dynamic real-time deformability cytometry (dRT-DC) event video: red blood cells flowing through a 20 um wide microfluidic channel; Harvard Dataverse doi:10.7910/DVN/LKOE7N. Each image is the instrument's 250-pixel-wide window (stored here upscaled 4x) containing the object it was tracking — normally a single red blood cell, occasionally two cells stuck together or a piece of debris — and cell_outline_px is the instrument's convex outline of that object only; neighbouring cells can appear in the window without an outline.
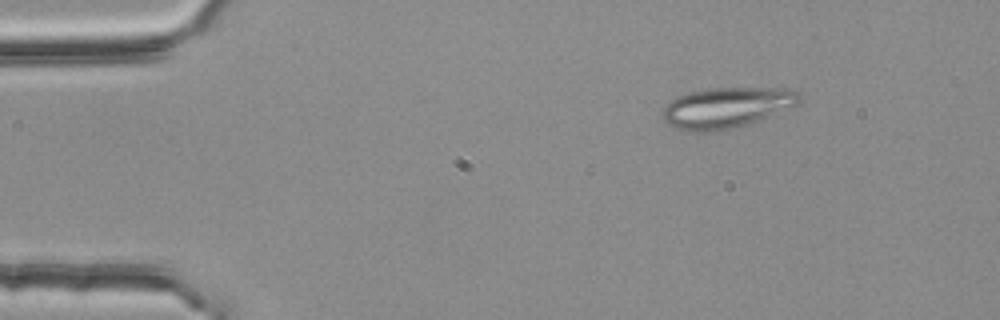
{"species": "common noctule bat (a hibernating species)", "species_latin": "Nyctalus noctula", "temperature_condition": "room temperature", "stored_images_in_passage": 4, "camera_frame_rate_fps": 3000, "um_per_image_px": 0.085, "animal": {"sex": "female", "body_mass_g": 25.1}, "frame": {"image": 1, "passage_image": 2, "time_ms": 0.333, "image_size_px": [1000, 320], "cell_outline_px": [[800, 104], [748, 124], [736, 128], [712, 132], [688, 132], [676, 128], [668, 124], [664, 120], [660, 112], [676, 96], [708, 88], [788, 88], [796, 92], [800, 96]], "centroid_in_image_um": [61.74, 9.16], "position_along_channel_um": 23.3, "area_um2": 32.54}}